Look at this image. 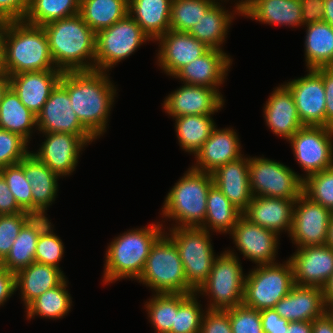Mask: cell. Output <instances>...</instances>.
Wrapping results in <instances>:
<instances>
[{
	"instance_id": "1",
	"label": "cell",
	"mask_w": 333,
	"mask_h": 333,
	"mask_svg": "<svg viewBox=\"0 0 333 333\" xmlns=\"http://www.w3.org/2000/svg\"><path fill=\"white\" fill-rule=\"evenodd\" d=\"M59 83L67 90L79 121L97 138L105 132L116 90L106 72H63Z\"/></svg>"
},
{
	"instance_id": "2",
	"label": "cell",
	"mask_w": 333,
	"mask_h": 333,
	"mask_svg": "<svg viewBox=\"0 0 333 333\" xmlns=\"http://www.w3.org/2000/svg\"><path fill=\"white\" fill-rule=\"evenodd\" d=\"M43 28L57 69L62 72L95 70L96 33L79 14L51 21ZM86 59L94 63H86Z\"/></svg>"
},
{
	"instance_id": "3",
	"label": "cell",
	"mask_w": 333,
	"mask_h": 333,
	"mask_svg": "<svg viewBox=\"0 0 333 333\" xmlns=\"http://www.w3.org/2000/svg\"><path fill=\"white\" fill-rule=\"evenodd\" d=\"M43 26L9 21L4 34L0 70L8 76L23 72L59 70L54 66Z\"/></svg>"
},
{
	"instance_id": "4",
	"label": "cell",
	"mask_w": 333,
	"mask_h": 333,
	"mask_svg": "<svg viewBox=\"0 0 333 333\" xmlns=\"http://www.w3.org/2000/svg\"><path fill=\"white\" fill-rule=\"evenodd\" d=\"M162 224L130 230L116 237L106 252L105 283L121 278L138 279L155 241L164 233Z\"/></svg>"
},
{
	"instance_id": "5",
	"label": "cell",
	"mask_w": 333,
	"mask_h": 333,
	"mask_svg": "<svg viewBox=\"0 0 333 333\" xmlns=\"http://www.w3.org/2000/svg\"><path fill=\"white\" fill-rule=\"evenodd\" d=\"M213 184L212 173L190 168L165 198L163 215L179 221L174 228L200 227L206 216L207 194Z\"/></svg>"
},
{
	"instance_id": "6",
	"label": "cell",
	"mask_w": 333,
	"mask_h": 333,
	"mask_svg": "<svg viewBox=\"0 0 333 333\" xmlns=\"http://www.w3.org/2000/svg\"><path fill=\"white\" fill-rule=\"evenodd\" d=\"M163 233L151 247L144 269L137 279L155 290L156 294H192L187 283L178 248Z\"/></svg>"
},
{
	"instance_id": "7",
	"label": "cell",
	"mask_w": 333,
	"mask_h": 333,
	"mask_svg": "<svg viewBox=\"0 0 333 333\" xmlns=\"http://www.w3.org/2000/svg\"><path fill=\"white\" fill-rule=\"evenodd\" d=\"M249 272L245 277L243 304L263 310L274 308L293 286L294 271L290 260L283 264H265Z\"/></svg>"
},
{
	"instance_id": "8",
	"label": "cell",
	"mask_w": 333,
	"mask_h": 333,
	"mask_svg": "<svg viewBox=\"0 0 333 333\" xmlns=\"http://www.w3.org/2000/svg\"><path fill=\"white\" fill-rule=\"evenodd\" d=\"M178 248L187 283L197 291L207 280L216 259L209 231L201 227L170 228Z\"/></svg>"
},
{
	"instance_id": "9",
	"label": "cell",
	"mask_w": 333,
	"mask_h": 333,
	"mask_svg": "<svg viewBox=\"0 0 333 333\" xmlns=\"http://www.w3.org/2000/svg\"><path fill=\"white\" fill-rule=\"evenodd\" d=\"M217 256L207 280L196 291L211 296L207 309L226 310L243 304L245 278L242 267L232 251ZM203 292V293H202Z\"/></svg>"
},
{
	"instance_id": "10",
	"label": "cell",
	"mask_w": 333,
	"mask_h": 333,
	"mask_svg": "<svg viewBox=\"0 0 333 333\" xmlns=\"http://www.w3.org/2000/svg\"><path fill=\"white\" fill-rule=\"evenodd\" d=\"M150 38L128 14L112 26L96 33L95 70L105 72L131 55Z\"/></svg>"
},
{
	"instance_id": "11",
	"label": "cell",
	"mask_w": 333,
	"mask_h": 333,
	"mask_svg": "<svg viewBox=\"0 0 333 333\" xmlns=\"http://www.w3.org/2000/svg\"><path fill=\"white\" fill-rule=\"evenodd\" d=\"M249 184L253 196L296 200L303 193V178L292 169L265 158H249Z\"/></svg>"
},
{
	"instance_id": "12",
	"label": "cell",
	"mask_w": 333,
	"mask_h": 333,
	"mask_svg": "<svg viewBox=\"0 0 333 333\" xmlns=\"http://www.w3.org/2000/svg\"><path fill=\"white\" fill-rule=\"evenodd\" d=\"M332 136L333 128L303 126L289 139L306 177L333 166Z\"/></svg>"
},
{
	"instance_id": "13",
	"label": "cell",
	"mask_w": 333,
	"mask_h": 333,
	"mask_svg": "<svg viewBox=\"0 0 333 333\" xmlns=\"http://www.w3.org/2000/svg\"><path fill=\"white\" fill-rule=\"evenodd\" d=\"M332 217L333 212L330 209L313 202L302 193L293 206L289 234L292 241L298 245V248L325 245Z\"/></svg>"
},
{
	"instance_id": "14",
	"label": "cell",
	"mask_w": 333,
	"mask_h": 333,
	"mask_svg": "<svg viewBox=\"0 0 333 333\" xmlns=\"http://www.w3.org/2000/svg\"><path fill=\"white\" fill-rule=\"evenodd\" d=\"M38 130L43 133H69L86 144L97 139L78 119L67 90L58 83L37 115Z\"/></svg>"
},
{
	"instance_id": "15",
	"label": "cell",
	"mask_w": 333,
	"mask_h": 333,
	"mask_svg": "<svg viewBox=\"0 0 333 333\" xmlns=\"http://www.w3.org/2000/svg\"><path fill=\"white\" fill-rule=\"evenodd\" d=\"M285 86L294 98L297 112L303 126L326 127L325 91L322 77L314 70Z\"/></svg>"
},
{
	"instance_id": "16",
	"label": "cell",
	"mask_w": 333,
	"mask_h": 333,
	"mask_svg": "<svg viewBox=\"0 0 333 333\" xmlns=\"http://www.w3.org/2000/svg\"><path fill=\"white\" fill-rule=\"evenodd\" d=\"M289 260L294 282L300 286L323 288L333 274V248L326 244L298 248Z\"/></svg>"
},
{
	"instance_id": "17",
	"label": "cell",
	"mask_w": 333,
	"mask_h": 333,
	"mask_svg": "<svg viewBox=\"0 0 333 333\" xmlns=\"http://www.w3.org/2000/svg\"><path fill=\"white\" fill-rule=\"evenodd\" d=\"M230 234L244 257L258 265L274 264L278 234L250 222L243 215Z\"/></svg>"
},
{
	"instance_id": "18",
	"label": "cell",
	"mask_w": 333,
	"mask_h": 333,
	"mask_svg": "<svg viewBox=\"0 0 333 333\" xmlns=\"http://www.w3.org/2000/svg\"><path fill=\"white\" fill-rule=\"evenodd\" d=\"M219 89L184 84L164 100V110L172 117L214 114L224 100Z\"/></svg>"
},
{
	"instance_id": "19",
	"label": "cell",
	"mask_w": 333,
	"mask_h": 333,
	"mask_svg": "<svg viewBox=\"0 0 333 333\" xmlns=\"http://www.w3.org/2000/svg\"><path fill=\"white\" fill-rule=\"evenodd\" d=\"M157 41L161 45L158 53L159 65L171 76L210 49L188 32L169 30Z\"/></svg>"
},
{
	"instance_id": "20",
	"label": "cell",
	"mask_w": 333,
	"mask_h": 333,
	"mask_svg": "<svg viewBox=\"0 0 333 333\" xmlns=\"http://www.w3.org/2000/svg\"><path fill=\"white\" fill-rule=\"evenodd\" d=\"M46 140L37 153H32L55 174H71L78 162L79 152L87 145L79 136L69 133H44Z\"/></svg>"
},
{
	"instance_id": "21",
	"label": "cell",
	"mask_w": 333,
	"mask_h": 333,
	"mask_svg": "<svg viewBox=\"0 0 333 333\" xmlns=\"http://www.w3.org/2000/svg\"><path fill=\"white\" fill-rule=\"evenodd\" d=\"M61 70L23 72L9 75V84L20 101L36 116L59 83Z\"/></svg>"
},
{
	"instance_id": "22",
	"label": "cell",
	"mask_w": 333,
	"mask_h": 333,
	"mask_svg": "<svg viewBox=\"0 0 333 333\" xmlns=\"http://www.w3.org/2000/svg\"><path fill=\"white\" fill-rule=\"evenodd\" d=\"M274 310L288 322L314 321L326 313L323 288L295 284Z\"/></svg>"
},
{
	"instance_id": "23",
	"label": "cell",
	"mask_w": 333,
	"mask_h": 333,
	"mask_svg": "<svg viewBox=\"0 0 333 333\" xmlns=\"http://www.w3.org/2000/svg\"><path fill=\"white\" fill-rule=\"evenodd\" d=\"M213 182L220 191L243 212L253 199L249 184V159L229 161L212 172Z\"/></svg>"
},
{
	"instance_id": "24",
	"label": "cell",
	"mask_w": 333,
	"mask_h": 333,
	"mask_svg": "<svg viewBox=\"0 0 333 333\" xmlns=\"http://www.w3.org/2000/svg\"><path fill=\"white\" fill-rule=\"evenodd\" d=\"M231 59L219 49H209L201 57L182 67L175 75L185 84L217 89L227 75Z\"/></svg>"
},
{
	"instance_id": "25",
	"label": "cell",
	"mask_w": 333,
	"mask_h": 333,
	"mask_svg": "<svg viewBox=\"0 0 333 333\" xmlns=\"http://www.w3.org/2000/svg\"><path fill=\"white\" fill-rule=\"evenodd\" d=\"M240 143L233 129H216L195 154L196 164L192 166L197 171L212 173L218 167L241 157ZM200 166V167H199Z\"/></svg>"
},
{
	"instance_id": "26",
	"label": "cell",
	"mask_w": 333,
	"mask_h": 333,
	"mask_svg": "<svg viewBox=\"0 0 333 333\" xmlns=\"http://www.w3.org/2000/svg\"><path fill=\"white\" fill-rule=\"evenodd\" d=\"M235 6L238 13L269 25H303L299 0H241Z\"/></svg>"
},
{
	"instance_id": "27",
	"label": "cell",
	"mask_w": 333,
	"mask_h": 333,
	"mask_svg": "<svg viewBox=\"0 0 333 333\" xmlns=\"http://www.w3.org/2000/svg\"><path fill=\"white\" fill-rule=\"evenodd\" d=\"M296 200L253 196L242 215L250 222L271 230L276 234L287 230L290 234L293 206Z\"/></svg>"
},
{
	"instance_id": "28",
	"label": "cell",
	"mask_w": 333,
	"mask_h": 333,
	"mask_svg": "<svg viewBox=\"0 0 333 333\" xmlns=\"http://www.w3.org/2000/svg\"><path fill=\"white\" fill-rule=\"evenodd\" d=\"M264 115L272 132L288 140L303 127L292 93L285 85L277 87L271 94Z\"/></svg>"
},
{
	"instance_id": "29",
	"label": "cell",
	"mask_w": 333,
	"mask_h": 333,
	"mask_svg": "<svg viewBox=\"0 0 333 333\" xmlns=\"http://www.w3.org/2000/svg\"><path fill=\"white\" fill-rule=\"evenodd\" d=\"M23 170L31 187L33 216H45L47 206L55 200L59 176L31 152L23 158Z\"/></svg>"
},
{
	"instance_id": "30",
	"label": "cell",
	"mask_w": 333,
	"mask_h": 333,
	"mask_svg": "<svg viewBox=\"0 0 333 333\" xmlns=\"http://www.w3.org/2000/svg\"><path fill=\"white\" fill-rule=\"evenodd\" d=\"M50 223L46 216H33L22 227L9 254L0 264L16 274L19 270L34 263L38 238Z\"/></svg>"
},
{
	"instance_id": "31",
	"label": "cell",
	"mask_w": 333,
	"mask_h": 333,
	"mask_svg": "<svg viewBox=\"0 0 333 333\" xmlns=\"http://www.w3.org/2000/svg\"><path fill=\"white\" fill-rule=\"evenodd\" d=\"M171 4L172 0H129L128 14L150 39L157 40L170 30Z\"/></svg>"
},
{
	"instance_id": "32",
	"label": "cell",
	"mask_w": 333,
	"mask_h": 333,
	"mask_svg": "<svg viewBox=\"0 0 333 333\" xmlns=\"http://www.w3.org/2000/svg\"><path fill=\"white\" fill-rule=\"evenodd\" d=\"M65 275L60 268L34 262L15 274V287L21 289V297L27 306L49 289L57 287Z\"/></svg>"
},
{
	"instance_id": "33",
	"label": "cell",
	"mask_w": 333,
	"mask_h": 333,
	"mask_svg": "<svg viewBox=\"0 0 333 333\" xmlns=\"http://www.w3.org/2000/svg\"><path fill=\"white\" fill-rule=\"evenodd\" d=\"M305 56L308 69L333 66V27L325 21L307 24Z\"/></svg>"
},
{
	"instance_id": "34",
	"label": "cell",
	"mask_w": 333,
	"mask_h": 333,
	"mask_svg": "<svg viewBox=\"0 0 333 333\" xmlns=\"http://www.w3.org/2000/svg\"><path fill=\"white\" fill-rule=\"evenodd\" d=\"M36 125L37 116L23 105L9 87L0 103V129L16 133L29 142L31 129Z\"/></svg>"
},
{
	"instance_id": "35",
	"label": "cell",
	"mask_w": 333,
	"mask_h": 333,
	"mask_svg": "<svg viewBox=\"0 0 333 333\" xmlns=\"http://www.w3.org/2000/svg\"><path fill=\"white\" fill-rule=\"evenodd\" d=\"M128 8V0H80L79 15L97 33L126 17Z\"/></svg>"
},
{
	"instance_id": "36",
	"label": "cell",
	"mask_w": 333,
	"mask_h": 333,
	"mask_svg": "<svg viewBox=\"0 0 333 333\" xmlns=\"http://www.w3.org/2000/svg\"><path fill=\"white\" fill-rule=\"evenodd\" d=\"M216 2L189 30V34L204 43L210 49H220L227 30L233 19L232 14Z\"/></svg>"
},
{
	"instance_id": "37",
	"label": "cell",
	"mask_w": 333,
	"mask_h": 333,
	"mask_svg": "<svg viewBox=\"0 0 333 333\" xmlns=\"http://www.w3.org/2000/svg\"><path fill=\"white\" fill-rule=\"evenodd\" d=\"M241 216L242 212L213 184L207 194L206 216L200 227L209 231L208 224L216 232L231 233Z\"/></svg>"
},
{
	"instance_id": "38",
	"label": "cell",
	"mask_w": 333,
	"mask_h": 333,
	"mask_svg": "<svg viewBox=\"0 0 333 333\" xmlns=\"http://www.w3.org/2000/svg\"><path fill=\"white\" fill-rule=\"evenodd\" d=\"M179 144L187 152L194 155L201 149L216 127L211 114L185 115L174 117Z\"/></svg>"
},
{
	"instance_id": "39",
	"label": "cell",
	"mask_w": 333,
	"mask_h": 333,
	"mask_svg": "<svg viewBox=\"0 0 333 333\" xmlns=\"http://www.w3.org/2000/svg\"><path fill=\"white\" fill-rule=\"evenodd\" d=\"M80 0H30L26 23L43 26L51 21L79 14Z\"/></svg>"
},
{
	"instance_id": "40",
	"label": "cell",
	"mask_w": 333,
	"mask_h": 333,
	"mask_svg": "<svg viewBox=\"0 0 333 333\" xmlns=\"http://www.w3.org/2000/svg\"><path fill=\"white\" fill-rule=\"evenodd\" d=\"M66 278L57 286L47 290L26 306L27 318L35 315L61 318L71 308V297L66 290Z\"/></svg>"
},
{
	"instance_id": "41",
	"label": "cell",
	"mask_w": 333,
	"mask_h": 333,
	"mask_svg": "<svg viewBox=\"0 0 333 333\" xmlns=\"http://www.w3.org/2000/svg\"><path fill=\"white\" fill-rule=\"evenodd\" d=\"M215 3V0H172L170 30L189 32Z\"/></svg>"
},
{
	"instance_id": "42",
	"label": "cell",
	"mask_w": 333,
	"mask_h": 333,
	"mask_svg": "<svg viewBox=\"0 0 333 333\" xmlns=\"http://www.w3.org/2000/svg\"><path fill=\"white\" fill-rule=\"evenodd\" d=\"M145 305L156 333H169L178 310V294H156Z\"/></svg>"
},
{
	"instance_id": "43",
	"label": "cell",
	"mask_w": 333,
	"mask_h": 333,
	"mask_svg": "<svg viewBox=\"0 0 333 333\" xmlns=\"http://www.w3.org/2000/svg\"><path fill=\"white\" fill-rule=\"evenodd\" d=\"M192 294H178V310L169 333H200L204 313Z\"/></svg>"
},
{
	"instance_id": "44",
	"label": "cell",
	"mask_w": 333,
	"mask_h": 333,
	"mask_svg": "<svg viewBox=\"0 0 333 333\" xmlns=\"http://www.w3.org/2000/svg\"><path fill=\"white\" fill-rule=\"evenodd\" d=\"M0 174L14 195L18 206L33 215V198L30 183L24 175L23 159L17 164L0 168Z\"/></svg>"
},
{
	"instance_id": "45",
	"label": "cell",
	"mask_w": 333,
	"mask_h": 333,
	"mask_svg": "<svg viewBox=\"0 0 333 333\" xmlns=\"http://www.w3.org/2000/svg\"><path fill=\"white\" fill-rule=\"evenodd\" d=\"M303 194L333 212V166L303 177Z\"/></svg>"
},
{
	"instance_id": "46",
	"label": "cell",
	"mask_w": 333,
	"mask_h": 333,
	"mask_svg": "<svg viewBox=\"0 0 333 333\" xmlns=\"http://www.w3.org/2000/svg\"><path fill=\"white\" fill-rule=\"evenodd\" d=\"M33 217L28 212L0 215V263L7 257L22 227Z\"/></svg>"
},
{
	"instance_id": "47",
	"label": "cell",
	"mask_w": 333,
	"mask_h": 333,
	"mask_svg": "<svg viewBox=\"0 0 333 333\" xmlns=\"http://www.w3.org/2000/svg\"><path fill=\"white\" fill-rule=\"evenodd\" d=\"M51 223L40 233L36 245L35 262L59 268V261L64 253L62 240L56 236Z\"/></svg>"
},
{
	"instance_id": "48",
	"label": "cell",
	"mask_w": 333,
	"mask_h": 333,
	"mask_svg": "<svg viewBox=\"0 0 333 333\" xmlns=\"http://www.w3.org/2000/svg\"><path fill=\"white\" fill-rule=\"evenodd\" d=\"M27 141L16 133L0 129V168L19 163L30 152Z\"/></svg>"
},
{
	"instance_id": "49",
	"label": "cell",
	"mask_w": 333,
	"mask_h": 333,
	"mask_svg": "<svg viewBox=\"0 0 333 333\" xmlns=\"http://www.w3.org/2000/svg\"><path fill=\"white\" fill-rule=\"evenodd\" d=\"M233 333H263L260 311L244 304L229 308Z\"/></svg>"
},
{
	"instance_id": "50",
	"label": "cell",
	"mask_w": 333,
	"mask_h": 333,
	"mask_svg": "<svg viewBox=\"0 0 333 333\" xmlns=\"http://www.w3.org/2000/svg\"><path fill=\"white\" fill-rule=\"evenodd\" d=\"M200 333H233L229 319V309H208L205 311Z\"/></svg>"
},
{
	"instance_id": "51",
	"label": "cell",
	"mask_w": 333,
	"mask_h": 333,
	"mask_svg": "<svg viewBox=\"0 0 333 333\" xmlns=\"http://www.w3.org/2000/svg\"><path fill=\"white\" fill-rule=\"evenodd\" d=\"M323 79L325 91L326 127L333 128V66L314 69Z\"/></svg>"
},
{
	"instance_id": "52",
	"label": "cell",
	"mask_w": 333,
	"mask_h": 333,
	"mask_svg": "<svg viewBox=\"0 0 333 333\" xmlns=\"http://www.w3.org/2000/svg\"><path fill=\"white\" fill-rule=\"evenodd\" d=\"M30 0H0V17L9 21L24 20Z\"/></svg>"
},
{
	"instance_id": "53",
	"label": "cell",
	"mask_w": 333,
	"mask_h": 333,
	"mask_svg": "<svg viewBox=\"0 0 333 333\" xmlns=\"http://www.w3.org/2000/svg\"><path fill=\"white\" fill-rule=\"evenodd\" d=\"M263 333H282L288 329L289 322L282 318L274 308L260 310Z\"/></svg>"
},
{
	"instance_id": "54",
	"label": "cell",
	"mask_w": 333,
	"mask_h": 333,
	"mask_svg": "<svg viewBox=\"0 0 333 333\" xmlns=\"http://www.w3.org/2000/svg\"><path fill=\"white\" fill-rule=\"evenodd\" d=\"M302 9V24L323 21L324 0H299Z\"/></svg>"
},
{
	"instance_id": "55",
	"label": "cell",
	"mask_w": 333,
	"mask_h": 333,
	"mask_svg": "<svg viewBox=\"0 0 333 333\" xmlns=\"http://www.w3.org/2000/svg\"><path fill=\"white\" fill-rule=\"evenodd\" d=\"M24 212L17 204L14 195L0 174V215Z\"/></svg>"
},
{
	"instance_id": "56",
	"label": "cell",
	"mask_w": 333,
	"mask_h": 333,
	"mask_svg": "<svg viewBox=\"0 0 333 333\" xmlns=\"http://www.w3.org/2000/svg\"><path fill=\"white\" fill-rule=\"evenodd\" d=\"M15 291V273L8 271L0 264V305H3Z\"/></svg>"
},
{
	"instance_id": "57",
	"label": "cell",
	"mask_w": 333,
	"mask_h": 333,
	"mask_svg": "<svg viewBox=\"0 0 333 333\" xmlns=\"http://www.w3.org/2000/svg\"><path fill=\"white\" fill-rule=\"evenodd\" d=\"M312 333H333V321L327 313L312 321Z\"/></svg>"
},
{
	"instance_id": "58",
	"label": "cell",
	"mask_w": 333,
	"mask_h": 333,
	"mask_svg": "<svg viewBox=\"0 0 333 333\" xmlns=\"http://www.w3.org/2000/svg\"><path fill=\"white\" fill-rule=\"evenodd\" d=\"M282 333H312V322L310 321L289 322L288 329H285Z\"/></svg>"
},
{
	"instance_id": "59",
	"label": "cell",
	"mask_w": 333,
	"mask_h": 333,
	"mask_svg": "<svg viewBox=\"0 0 333 333\" xmlns=\"http://www.w3.org/2000/svg\"><path fill=\"white\" fill-rule=\"evenodd\" d=\"M323 21L333 27V0H324Z\"/></svg>"
},
{
	"instance_id": "60",
	"label": "cell",
	"mask_w": 333,
	"mask_h": 333,
	"mask_svg": "<svg viewBox=\"0 0 333 333\" xmlns=\"http://www.w3.org/2000/svg\"><path fill=\"white\" fill-rule=\"evenodd\" d=\"M324 300L326 304L333 303V274L323 287Z\"/></svg>"
},
{
	"instance_id": "61",
	"label": "cell",
	"mask_w": 333,
	"mask_h": 333,
	"mask_svg": "<svg viewBox=\"0 0 333 333\" xmlns=\"http://www.w3.org/2000/svg\"><path fill=\"white\" fill-rule=\"evenodd\" d=\"M9 20L0 17V65L2 61V54H3V41H4V34L8 27Z\"/></svg>"
},
{
	"instance_id": "62",
	"label": "cell",
	"mask_w": 333,
	"mask_h": 333,
	"mask_svg": "<svg viewBox=\"0 0 333 333\" xmlns=\"http://www.w3.org/2000/svg\"><path fill=\"white\" fill-rule=\"evenodd\" d=\"M10 87L9 76L0 70V103L3 98L4 93Z\"/></svg>"
},
{
	"instance_id": "63",
	"label": "cell",
	"mask_w": 333,
	"mask_h": 333,
	"mask_svg": "<svg viewBox=\"0 0 333 333\" xmlns=\"http://www.w3.org/2000/svg\"><path fill=\"white\" fill-rule=\"evenodd\" d=\"M326 245L333 248V217L331 218L329 223Z\"/></svg>"
},
{
	"instance_id": "64",
	"label": "cell",
	"mask_w": 333,
	"mask_h": 333,
	"mask_svg": "<svg viewBox=\"0 0 333 333\" xmlns=\"http://www.w3.org/2000/svg\"><path fill=\"white\" fill-rule=\"evenodd\" d=\"M329 306V307H328ZM329 308V309H328ZM326 313L333 321V303L326 304Z\"/></svg>"
}]
</instances>
